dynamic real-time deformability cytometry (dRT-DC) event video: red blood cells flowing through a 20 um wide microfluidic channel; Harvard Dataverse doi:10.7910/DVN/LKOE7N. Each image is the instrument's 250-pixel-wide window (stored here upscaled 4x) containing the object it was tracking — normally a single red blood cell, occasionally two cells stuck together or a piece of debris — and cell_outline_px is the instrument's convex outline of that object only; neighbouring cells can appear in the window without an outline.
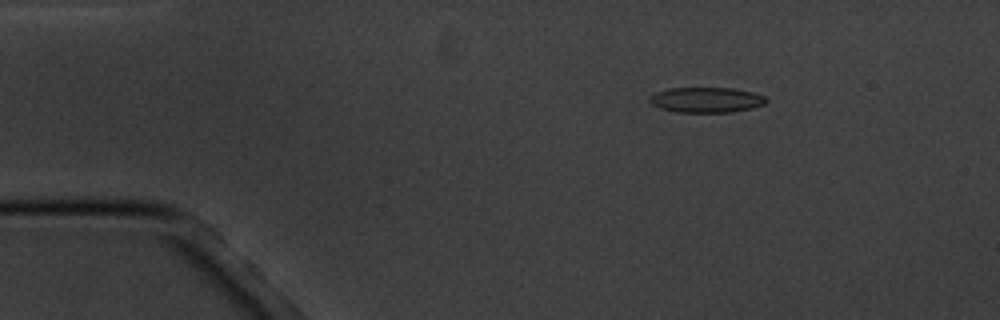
{"species": "common noctule bat (a hibernating species)", "species_latin": "Nyctalus noctula", "temperature_condition": "cold", "stored_images_in_passage": 6, "camera_frame_rate_fps": 3000, "um_per_image_px": 0.085, "animal": {"sex": "male", "body_mass_g": 20.1, "forearm_length_mm": 53.5}, "frame": {"image": 1, "passage_image": 3, "time_ms": 2.333, "image_size_px": [1000, 320], "cell_outline_px": [[768, 100], [764, 104], [752, 108], [732, 112], [676, 112], [660, 108], [652, 104], [648, 100], [648, 96], [656, 92], [668, 88], [732, 88], [752, 92], [764, 96]], "centroid_in_image_um": [60.01, 8.49], "position_along_channel_um": 25.0, "area_um2": 17.22}}
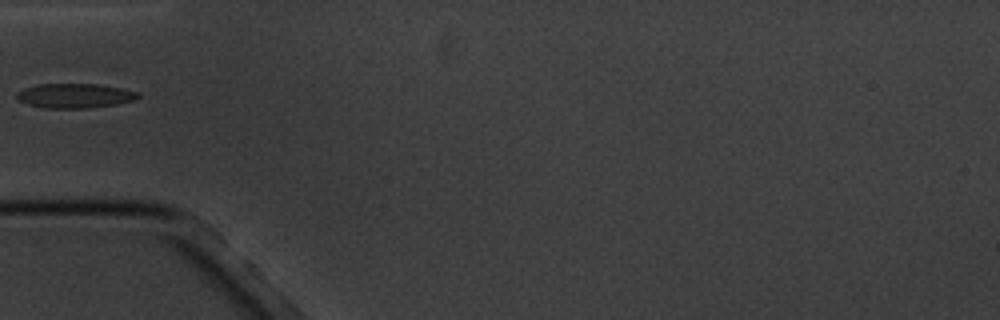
{"frame": {"image": 2, "passage_image": 6, "time_ms": 5.667, "image_size_px": [1000, 320], "cell_outline_px": [[140, 96], [136, 100], [116, 104], [88, 108], [40, 108], [28, 104], [20, 100], [16, 96], [16, 92], [24, 88], [36, 84], [96, 84], [120, 88], [136, 92]], "centroid_in_image_um": [6.32, 8.14], "position_along_channel_um": 78.7, "area_um2": 17.28}}